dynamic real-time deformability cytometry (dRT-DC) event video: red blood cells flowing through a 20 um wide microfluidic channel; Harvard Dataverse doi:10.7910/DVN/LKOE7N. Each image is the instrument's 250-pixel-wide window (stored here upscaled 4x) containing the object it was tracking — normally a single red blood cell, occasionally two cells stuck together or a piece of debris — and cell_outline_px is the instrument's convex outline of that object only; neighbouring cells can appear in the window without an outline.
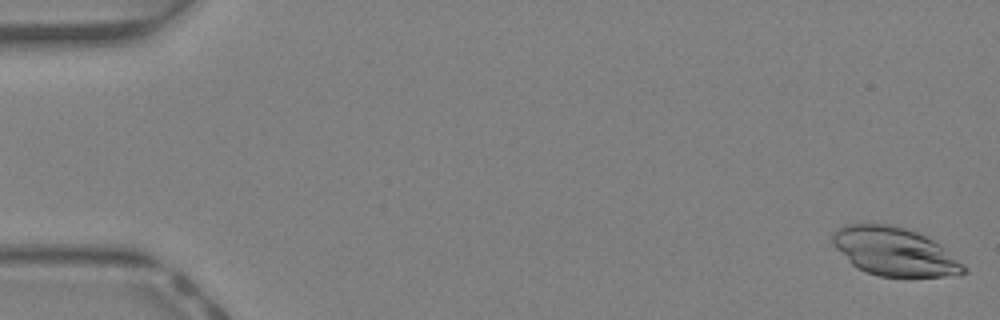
{"species": "Egyptian fruit bat (a non-hibernating species)", "species_latin": "Rousettus aegyptiacus", "temperature_condition": "warm", "stored_images_in_passage": 44, "camera_frame_rate_fps": 3000, "um_per_image_px": 0.085, "animal": {"sex": "female"}, "frame": {"image": 1, "passage_image": 1, "time_ms": 0.0, "image_size_px": [1000, 320], "cell_outline_px": [[968, 272], [944, 276], [880, 276], [856, 268], [832, 244], [832, 236], [844, 224], [888, 224], [904, 228], [916, 232], [940, 244], [968, 268]], "centroid_in_image_um": [76.04, 21.39], "position_along_channel_um": 9.0, "area_um2": 36.41}}
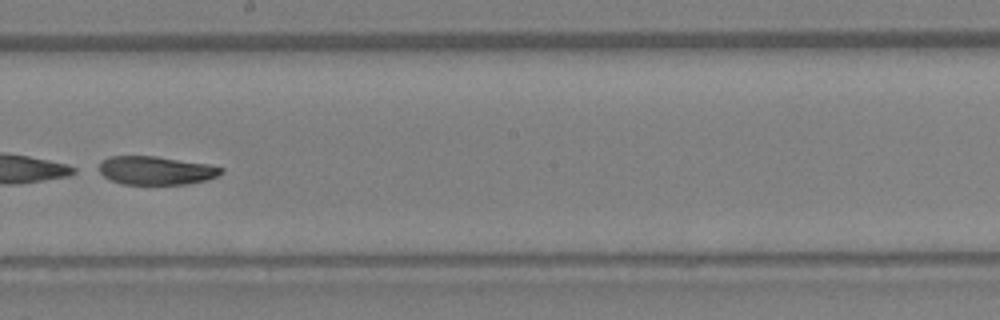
{"frame": {"image": 2, "passage_image": 26, "time_ms": 8.333, "image_size_px": [1000, 320], "cell_outline_px": [[224, 172], [208, 180], [188, 184], [120, 184], [104, 176], [100, 172], [100, 164], [108, 156], [156, 156], [208, 164], [224, 168]], "centroid_in_image_um": [13.29, 14.49], "position_along_channel_um": 234.9, "area_um2": 20.23}}